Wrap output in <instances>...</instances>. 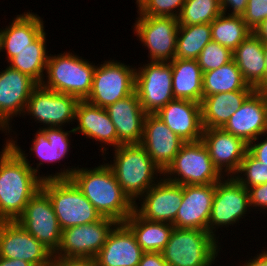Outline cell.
Listing matches in <instances>:
<instances>
[{"mask_svg": "<svg viewBox=\"0 0 267 266\" xmlns=\"http://www.w3.org/2000/svg\"><path fill=\"white\" fill-rule=\"evenodd\" d=\"M45 176L47 179H70L102 217L124 221L134 211L135 203L123 191L111 168L102 163L94 168L73 166Z\"/></svg>", "mask_w": 267, "mask_h": 266, "instance_id": "obj_1", "label": "cell"}, {"mask_svg": "<svg viewBox=\"0 0 267 266\" xmlns=\"http://www.w3.org/2000/svg\"><path fill=\"white\" fill-rule=\"evenodd\" d=\"M17 141L7 138L0 152V221H16L41 189L42 179Z\"/></svg>", "mask_w": 267, "mask_h": 266, "instance_id": "obj_2", "label": "cell"}, {"mask_svg": "<svg viewBox=\"0 0 267 266\" xmlns=\"http://www.w3.org/2000/svg\"><path fill=\"white\" fill-rule=\"evenodd\" d=\"M113 151V161L106 164L113 171L123 191L135 203L162 178L163 171L152 161L141 144H122Z\"/></svg>", "mask_w": 267, "mask_h": 266, "instance_id": "obj_3", "label": "cell"}, {"mask_svg": "<svg viewBox=\"0 0 267 266\" xmlns=\"http://www.w3.org/2000/svg\"><path fill=\"white\" fill-rule=\"evenodd\" d=\"M79 57L76 53L50 54L46 66L44 87L69 94L78 100H86L92 89L95 63Z\"/></svg>", "mask_w": 267, "mask_h": 266, "instance_id": "obj_4", "label": "cell"}, {"mask_svg": "<svg viewBox=\"0 0 267 266\" xmlns=\"http://www.w3.org/2000/svg\"><path fill=\"white\" fill-rule=\"evenodd\" d=\"M221 248L208 231L174 227L161 253L169 266H212Z\"/></svg>", "mask_w": 267, "mask_h": 266, "instance_id": "obj_5", "label": "cell"}, {"mask_svg": "<svg viewBox=\"0 0 267 266\" xmlns=\"http://www.w3.org/2000/svg\"><path fill=\"white\" fill-rule=\"evenodd\" d=\"M41 189L49 196L62 230L102 218L70 179L42 180Z\"/></svg>", "mask_w": 267, "mask_h": 266, "instance_id": "obj_6", "label": "cell"}, {"mask_svg": "<svg viewBox=\"0 0 267 266\" xmlns=\"http://www.w3.org/2000/svg\"><path fill=\"white\" fill-rule=\"evenodd\" d=\"M163 177L180 185L216 184L224 176L213 165L202 140L185 142Z\"/></svg>", "mask_w": 267, "mask_h": 266, "instance_id": "obj_7", "label": "cell"}, {"mask_svg": "<svg viewBox=\"0 0 267 266\" xmlns=\"http://www.w3.org/2000/svg\"><path fill=\"white\" fill-rule=\"evenodd\" d=\"M130 66L111 58L105 60L103 64H97L93 74L92 89L86 101L106 108L133 94L136 68Z\"/></svg>", "mask_w": 267, "mask_h": 266, "instance_id": "obj_8", "label": "cell"}, {"mask_svg": "<svg viewBox=\"0 0 267 266\" xmlns=\"http://www.w3.org/2000/svg\"><path fill=\"white\" fill-rule=\"evenodd\" d=\"M250 209L249 191L233 176L223 177L216 183L208 232L219 241L216 231L241 223L239 221L245 219Z\"/></svg>", "mask_w": 267, "mask_h": 266, "instance_id": "obj_9", "label": "cell"}, {"mask_svg": "<svg viewBox=\"0 0 267 266\" xmlns=\"http://www.w3.org/2000/svg\"><path fill=\"white\" fill-rule=\"evenodd\" d=\"M171 62L147 61L135 70V92L146 114H156L174 99Z\"/></svg>", "mask_w": 267, "mask_h": 266, "instance_id": "obj_10", "label": "cell"}, {"mask_svg": "<svg viewBox=\"0 0 267 266\" xmlns=\"http://www.w3.org/2000/svg\"><path fill=\"white\" fill-rule=\"evenodd\" d=\"M133 32L148 50L149 61L170 62L175 57L178 19L138 15Z\"/></svg>", "mask_w": 267, "mask_h": 266, "instance_id": "obj_11", "label": "cell"}, {"mask_svg": "<svg viewBox=\"0 0 267 266\" xmlns=\"http://www.w3.org/2000/svg\"><path fill=\"white\" fill-rule=\"evenodd\" d=\"M78 101L74 96L38 84L27 101L23 116L30 115L36 123L44 124L40 128L66 127L67 124L76 122L75 110Z\"/></svg>", "mask_w": 267, "mask_h": 266, "instance_id": "obj_12", "label": "cell"}, {"mask_svg": "<svg viewBox=\"0 0 267 266\" xmlns=\"http://www.w3.org/2000/svg\"><path fill=\"white\" fill-rule=\"evenodd\" d=\"M16 221L53 254L56 253L61 244L62 229L50 198L42 189L29 200Z\"/></svg>", "mask_w": 267, "mask_h": 266, "instance_id": "obj_13", "label": "cell"}, {"mask_svg": "<svg viewBox=\"0 0 267 266\" xmlns=\"http://www.w3.org/2000/svg\"><path fill=\"white\" fill-rule=\"evenodd\" d=\"M117 222L102 217L94 223L62 230L61 244L53 257L95 258Z\"/></svg>", "mask_w": 267, "mask_h": 266, "instance_id": "obj_14", "label": "cell"}, {"mask_svg": "<svg viewBox=\"0 0 267 266\" xmlns=\"http://www.w3.org/2000/svg\"><path fill=\"white\" fill-rule=\"evenodd\" d=\"M37 85L30 76L9 65L0 71V131H5L9 139L12 137L10 122L14 117H23L27 101Z\"/></svg>", "mask_w": 267, "mask_h": 266, "instance_id": "obj_15", "label": "cell"}, {"mask_svg": "<svg viewBox=\"0 0 267 266\" xmlns=\"http://www.w3.org/2000/svg\"><path fill=\"white\" fill-rule=\"evenodd\" d=\"M53 256L17 221H0V257L20 259L33 266H52Z\"/></svg>", "mask_w": 267, "mask_h": 266, "instance_id": "obj_16", "label": "cell"}, {"mask_svg": "<svg viewBox=\"0 0 267 266\" xmlns=\"http://www.w3.org/2000/svg\"><path fill=\"white\" fill-rule=\"evenodd\" d=\"M138 200L140 206L135 202L134 210L142 218L173 224L183 200V185L162 177Z\"/></svg>", "mask_w": 267, "mask_h": 266, "instance_id": "obj_17", "label": "cell"}, {"mask_svg": "<svg viewBox=\"0 0 267 266\" xmlns=\"http://www.w3.org/2000/svg\"><path fill=\"white\" fill-rule=\"evenodd\" d=\"M222 129L240 137L247 144L267 133L266 93L263 90H254Z\"/></svg>", "mask_w": 267, "mask_h": 266, "instance_id": "obj_18", "label": "cell"}, {"mask_svg": "<svg viewBox=\"0 0 267 266\" xmlns=\"http://www.w3.org/2000/svg\"><path fill=\"white\" fill-rule=\"evenodd\" d=\"M202 142L213 165L224 176H233L248 151V144L222 128H204Z\"/></svg>", "mask_w": 267, "mask_h": 266, "instance_id": "obj_19", "label": "cell"}, {"mask_svg": "<svg viewBox=\"0 0 267 266\" xmlns=\"http://www.w3.org/2000/svg\"><path fill=\"white\" fill-rule=\"evenodd\" d=\"M76 120L78 125L73 127L75 134L81 133L86 139L89 138L95 140V142H100L101 148L98 150L102 153V160L106 161L105 154L109 153L107 151L109 150L108 146L110 148L112 146L113 149L118 147V135L105 108L93 105L86 100H79L75 110Z\"/></svg>", "mask_w": 267, "mask_h": 266, "instance_id": "obj_20", "label": "cell"}, {"mask_svg": "<svg viewBox=\"0 0 267 266\" xmlns=\"http://www.w3.org/2000/svg\"><path fill=\"white\" fill-rule=\"evenodd\" d=\"M215 188L216 184L183 185V200L172 225L208 231Z\"/></svg>", "mask_w": 267, "mask_h": 266, "instance_id": "obj_21", "label": "cell"}, {"mask_svg": "<svg viewBox=\"0 0 267 266\" xmlns=\"http://www.w3.org/2000/svg\"><path fill=\"white\" fill-rule=\"evenodd\" d=\"M185 142L155 114H147L141 145L152 161L165 171Z\"/></svg>", "mask_w": 267, "mask_h": 266, "instance_id": "obj_22", "label": "cell"}, {"mask_svg": "<svg viewBox=\"0 0 267 266\" xmlns=\"http://www.w3.org/2000/svg\"><path fill=\"white\" fill-rule=\"evenodd\" d=\"M184 142L202 139L201 104L184 99H173L156 114Z\"/></svg>", "mask_w": 267, "mask_h": 266, "instance_id": "obj_23", "label": "cell"}, {"mask_svg": "<svg viewBox=\"0 0 267 266\" xmlns=\"http://www.w3.org/2000/svg\"><path fill=\"white\" fill-rule=\"evenodd\" d=\"M144 251L125 223H117L95 256L96 266H138Z\"/></svg>", "mask_w": 267, "mask_h": 266, "instance_id": "obj_24", "label": "cell"}, {"mask_svg": "<svg viewBox=\"0 0 267 266\" xmlns=\"http://www.w3.org/2000/svg\"><path fill=\"white\" fill-rule=\"evenodd\" d=\"M118 135V147L122 144H140L143 137L146 113L136 92L105 108Z\"/></svg>", "mask_w": 267, "mask_h": 266, "instance_id": "obj_25", "label": "cell"}, {"mask_svg": "<svg viewBox=\"0 0 267 266\" xmlns=\"http://www.w3.org/2000/svg\"><path fill=\"white\" fill-rule=\"evenodd\" d=\"M42 19L34 12H23L16 15L5 29L0 28V52H6L7 64L45 30Z\"/></svg>", "mask_w": 267, "mask_h": 266, "instance_id": "obj_26", "label": "cell"}, {"mask_svg": "<svg viewBox=\"0 0 267 266\" xmlns=\"http://www.w3.org/2000/svg\"><path fill=\"white\" fill-rule=\"evenodd\" d=\"M71 133L75 134L73 128L69 131H65L63 127L37 129L29 152L35 153L34 156L39 158V163L36 164V168L32 163L30 167L42 180H45V174L40 175L39 167L41 165L57 162L59 164L61 160L68 156L69 148H71V139H69Z\"/></svg>", "mask_w": 267, "mask_h": 266, "instance_id": "obj_27", "label": "cell"}, {"mask_svg": "<svg viewBox=\"0 0 267 266\" xmlns=\"http://www.w3.org/2000/svg\"><path fill=\"white\" fill-rule=\"evenodd\" d=\"M233 61L250 86L265 89L263 42L253 32L233 51Z\"/></svg>", "mask_w": 267, "mask_h": 266, "instance_id": "obj_28", "label": "cell"}, {"mask_svg": "<svg viewBox=\"0 0 267 266\" xmlns=\"http://www.w3.org/2000/svg\"><path fill=\"white\" fill-rule=\"evenodd\" d=\"M255 89L217 93L202 99L203 128H222Z\"/></svg>", "mask_w": 267, "mask_h": 266, "instance_id": "obj_29", "label": "cell"}, {"mask_svg": "<svg viewBox=\"0 0 267 266\" xmlns=\"http://www.w3.org/2000/svg\"><path fill=\"white\" fill-rule=\"evenodd\" d=\"M170 62L174 99L201 103L203 99V72L197 60L174 58Z\"/></svg>", "mask_w": 267, "mask_h": 266, "instance_id": "obj_30", "label": "cell"}, {"mask_svg": "<svg viewBox=\"0 0 267 266\" xmlns=\"http://www.w3.org/2000/svg\"><path fill=\"white\" fill-rule=\"evenodd\" d=\"M134 233L138 245L144 252H162L169 241L174 226L142 218L135 210L124 221Z\"/></svg>", "mask_w": 267, "mask_h": 266, "instance_id": "obj_31", "label": "cell"}, {"mask_svg": "<svg viewBox=\"0 0 267 266\" xmlns=\"http://www.w3.org/2000/svg\"><path fill=\"white\" fill-rule=\"evenodd\" d=\"M46 32L43 31L29 46L17 52L8 65L21 73L27 74L38 84L45 79L49 54Z\"/></svg>", "mask_w": 267, "mask_h": 266, "instance_id": "obj_32", "label": "cell"}, {"mask_svg": "<svg viewBox=\"0 0 267 266\" xmlns=\"http://www.w3.org/2000/svg\"><path fill=\"white\" fill-rule=\"evenodd\" d=\"M243 89L254 88L244 80L233 59L217 69L203 73V97Z\"/></svg>", "mask_w": 267, "mask_h": 266, "instance_id": "obj_33", "label": "cell"}, {"mask_svg": "<svg viewBox=\"0 0 267 266\" xmlns=\"http://www.w3.org/2000/svg\"><path fill=\"white\" fill-rule=\"evenodd\" d=\"M211 40V23L179 25L174 58L196 60Z\"/></svg>", "mask_w": 267, "mask_h": 266, "instance_id": "obj_34", "label": "cell"}, {"mask_svg": "<svg viewBox=\"0 0 267 266\" xmlns=\"http://www.w3.org/2000/svg\"><path fill=\"white\" fill-rule=\"evenodd\" d=\"M212 40L232 52L253 32L242 16L221 14L211 22Z\"/></svg>", "mask_w": 267, "mask_h": 266, "instance_id": "obj_35", "label": "cell"}, {"mask_svg": "<svg viewBox=\"0 0 267 266\" xmlns=\"http://www.w3.org/2000/svg\"><path fill=\"white\" fill-rule=\"evenodd\" d=\"M222 14L220 0H186L178 16L179 25L211 23Z\"/></svg>", "mask_w": 267, "mask_h": 266, "instance_id": "obj_36", "label": "cell"}, {"mask_svg": "<svg viewBox=\"0 0 267 266\" xmlns=\"http://www.w3.org/2000/svg\"><path fill=\"white\" fill-rule=\"evenodd\" d=\"M233 177L248 190L253 186L267 183V166L247 151Z\"/></svg>", "mask_w": 267, "mask_h": 266, "instance_id": "obj_37", "label": "cell"}, {"mask_svg": "<svg viewBox=\"0 0 267 266\" xmlns=\"http://www.w3.org/2000/svg\"><path fill=\"white\" fill-rule=\"evenodd\" d=\"M233 59V52L223 45L211 40L196 59L202 72L217 69Z\"/></svg>", "mask_w": 267, "mask_h": 266, "instance_id": "obj_38", "label": "cell"}, {"mask_svg": "<svg viewBox=\"0 0 267 266\" xmlns=\"http://www.w3.org/2000/svg\"><path fill=\"white\" fill-rule=\"evenodd\" d=\"M186 0H136L138 15L178 18Z\"/></svg>", "mask_w": 267, "mask_h": 266, "instance_id": "obj_39", "label": "cell"}, {"mask_svg": "<svg viewBox=\"0 0 267 266\" xmlns=\"http://www.w3.org/2000/svg\"><path fill=\"white\" fill-rule=\"evenodd\" d=\"M242 17L247 26L254 31L267 18V0H248Z\"/></svg>", "mask_w": 267, "mask_h": 266, "instance_id": "obj_40", "label": "cell"}, {"mask_svg": "<svg viewBox=\"0 0 267 266\" xmlns=\"http://www.w3.org/2000/svg\"><path fill=\"white\" fill-rule=\"evenodd\" d=\"M248 191H249L250 207L252 209H255V208L258 209L260 211V214L262 211H264L262 212L263 214L266 213L267 212L266 211L267 210V183L253 186L249 188Z\"/></svg>", "mask_w": 267, "mask_h": 266, "instance_id": "obj_41", "label": "cell"}, {"mask_svg": "<svg viewBox=\"0 0 267 266\" xmlns=\"http://www.w3.org/2000/svg\"><path fill=\"white\" fill-rule=\"evenodd\" d=\"M267 133H264L262 136H266L262 140V136L257 137L255 140L251 141L248 144V151L262 164L267 166ZM261 138V139H260ZM260 140V141H259Z\"/></svg>", "mask_w": 267, "mask_h": 266, "instance_id": "obj_42", "label": "cell"}, {"mask_svg": "<svg viewBox=\"0 0 267 266\" xmlns=\"http://www.w3.org/2000/svg\"><path fill=\"white\" fill-rule=\"evenodd\" d=\"M247 2L248 0H220L222 13L225 15L242 16L246 11Z\"/></svg>", "mask_w": 267, "mask_h": 266, "instance_id": "obj_43", "label": "cell"}, {"mask_svg": "<svg viewBox=\"0 0 267 266\" xmlns=\"http://www.w3.org/2000/svg\"><path fill=\"white\" fill-rule=\"evenodd\" d=\"M52 266H96L93 258L53 257Z\"/></svg>", "mask_w": 267, "mask_h": 266, "instance_id": "obj_44", "label": "cell"}, {"mask_svg": "<svg viewBox=\"0 0 267 266\" xmlns=\"http://www.w3.org/2000/svg\"><path fill=\"white\" fill-rule=\"evenodd\" d=\"M138 266H169L160 252H144Z\"/></svg>", "mask_w": 267, "mask_h": 266, "instance_id": "obj_45", "label": "cell"}, {"mask_svg": "<svg viewBox=\"0 0 267 266\" xmlns=\"http://www.w3.org/2000/svg\"><path fill=\"white\" fill-rule=\"evenodd\" d=\"M267 250V249H266ZM265 249L256 254L252 259L245 261L240 266H267V251Z\"/></svg>", "mask_w": 267, "mask_h": 266, "instance_id": "obj_46", "label": "cell"}, {"mask_svg": "<svg viewBox=\"0 0 267 266\" xmlns=\"http://www.w3.org/2000/svg\"><path fill=\"white\" fill-rule=\"evenodd\" d=\"M253 33L262 41L267 42V18L255 28Z\"/></svg>", "mask_w": 267, "mask_h": 266, "instance_id": "obj_47", "label": "cell"}, {"mask_svg": "<svg viewBox=\"0 0 267 266\" xmlns=\"http://www.w3.org/2000/svg\"><path fill=\"white\" fill-rule=\"evenodd\" d=\"M0 266H33V265L20 259H5L3 257H0Z\"/></svg>", "mask_w": 267, "mask_h": 266, "instance_id": "obj_48", "label": "cell"}, {"mask_svg": "<svg viewBox=\"0 0 267 266\" xmlns=\"http://www.w3.org/2000/svg\"><path fill=\"white\" fill-rule=\"evenodd\" d=\"M264 58H265V88H267V42H263Z\"/></svg>", "mask_w": 267, "mask_h": 266, "instance_id": "obj_49", "label": "cell"}, {"mask_svg": "<svg viewBox=\"0 0 267 266\" xmlns=\"http://www.w3.org/2000/svg\"><path fill=\"white\" fill-rule=\"evenodd\" d=\"M263 91H264V92L266 93V95H267V88H265Z\"/></svg>", "mask_w": 267, "mask_h": 266, "instance_id": "obj_50", "label": "cell"}]
</instances>
